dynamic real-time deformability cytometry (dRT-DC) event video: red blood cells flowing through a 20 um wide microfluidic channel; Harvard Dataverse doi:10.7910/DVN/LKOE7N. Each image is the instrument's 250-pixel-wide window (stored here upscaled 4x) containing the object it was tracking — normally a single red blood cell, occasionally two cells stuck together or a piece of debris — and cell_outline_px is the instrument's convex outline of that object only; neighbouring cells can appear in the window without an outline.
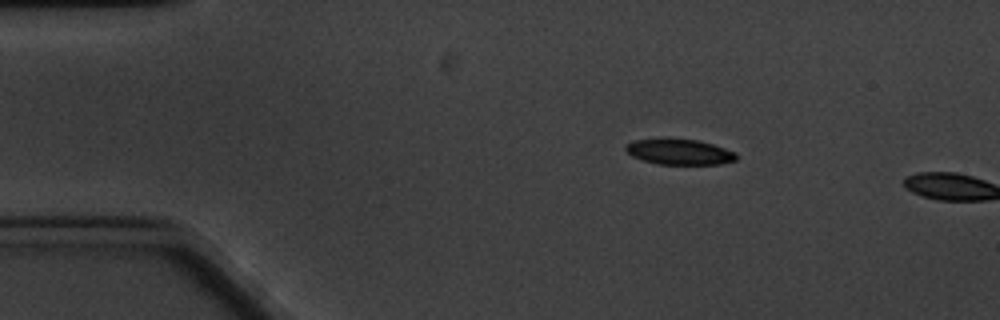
{"species": "common noctule bat (a hibernating species)", "species_latin": "Nyctalus noctula", "temperature_condition": "cold", "stored_images_in_passage": 3, "camera_frame_rate_fps": 3000, "um_per_image_px": 0.085, "animal": {"sex": "male", "body_mass_g": 20.1, "forearm_length_mm": 53.5}, "frame": {"image": 1, "passage_image": 2, "time_ms": 1.0, "image_size_px": [1000, 320], "cell_outline_px": [[736, 160], [720, 164], [656, 164], [632, 156], [624, 148], [624, 144], [632, 140], [660, 136], [664, 136], [696, 140], [712, 144], [736, 152]], "centroid_in_image_um": [57.66, 12.86], "position_along_channel_um": 27.3, "area_um2": 17.05}}